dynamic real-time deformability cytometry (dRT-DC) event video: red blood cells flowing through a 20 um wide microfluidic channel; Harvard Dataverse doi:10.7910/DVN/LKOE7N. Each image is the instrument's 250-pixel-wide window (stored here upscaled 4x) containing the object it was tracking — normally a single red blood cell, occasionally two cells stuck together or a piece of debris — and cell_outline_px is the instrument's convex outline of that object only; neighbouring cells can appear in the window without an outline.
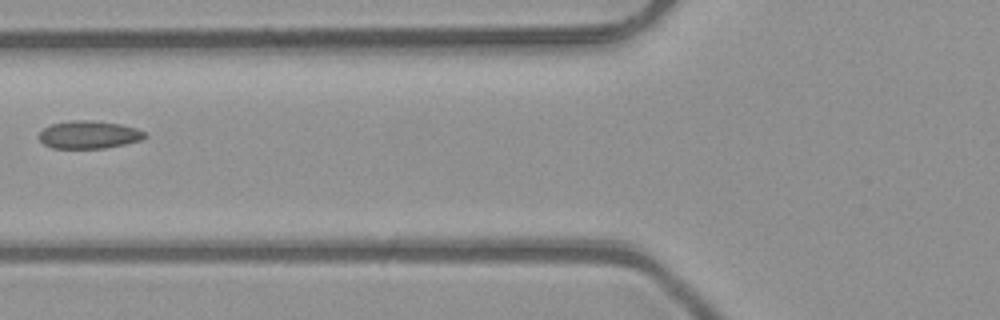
{"species": "common noctule bat (a hibernating species)", "species_latin": "Nyctalus noctula", "temperature_condition": "room temperature", "stored_images_in_passage": 5, "camera_frame_rate_fps": 3000, "um_per_image_px": 0.085, "animal": {"sex": "male", "body_mass_g": 23.1, "forearm_length_mm": 52.7}, "frame": {"image": 1, "passage_image": 5, "time_ms": 1.333, "image_size_px": [1000, 320], "cell_outline_px": [[148, 136], [140, 140], [124, 144], [104, 148], [52, 148], [44, 144], [36, 136], [44, 128], [52, 124], [68, 120], [96, 120], [120, 124], [136, 128], [144, 132]], "centroid_in_image_um": [7.53, 11.44], "position_along_channel_um": 118.3, "area_um2": 17.22}}